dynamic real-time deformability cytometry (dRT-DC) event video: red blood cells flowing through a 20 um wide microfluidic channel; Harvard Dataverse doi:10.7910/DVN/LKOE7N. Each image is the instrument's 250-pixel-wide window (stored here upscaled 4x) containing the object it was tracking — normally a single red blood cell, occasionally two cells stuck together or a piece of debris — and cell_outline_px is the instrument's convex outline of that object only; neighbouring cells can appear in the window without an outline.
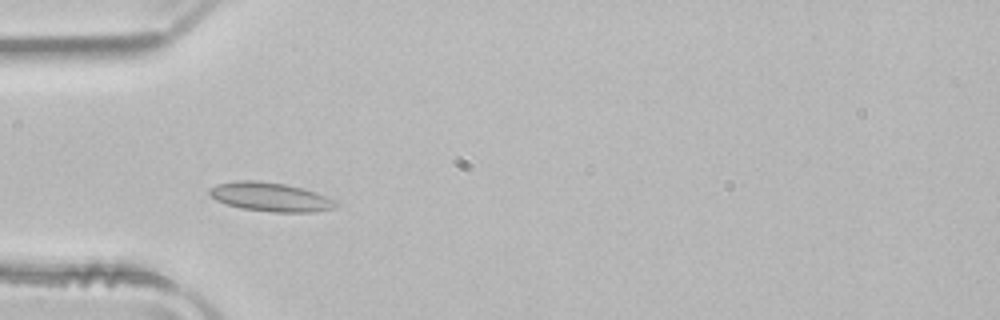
{"species": "common noctule bat (a hibernating species)", "species_latin": "Nyctalus noctula", "temperature_condition": "room temperature", "stored_images_in_passage": 38, "camera_frame_rate_fps": 3000, "um_per_image_px": 0.085, "animal": {"sex": "male", "body_mass_g": 21.5, "forearm_length_mm": 52.0}, "frame": {"image": 1, "passage_image": 2, "time_ms": 0.333, "image_size_px": [1000, 320], "cell_outline_px": [[336, 208], [312, 212], [272, 212], [240, 208], [216, 200], [208, 192], [208, 188], [216, 184], [236, 180], [256, 180], [284, 184], [300, 188], [324, 196], [332, 200], [336, 204]], "centroid_in_image_um": [22.9, 16.74], "position_along_channel_um": 62.1, "area_um2": 20.98}}
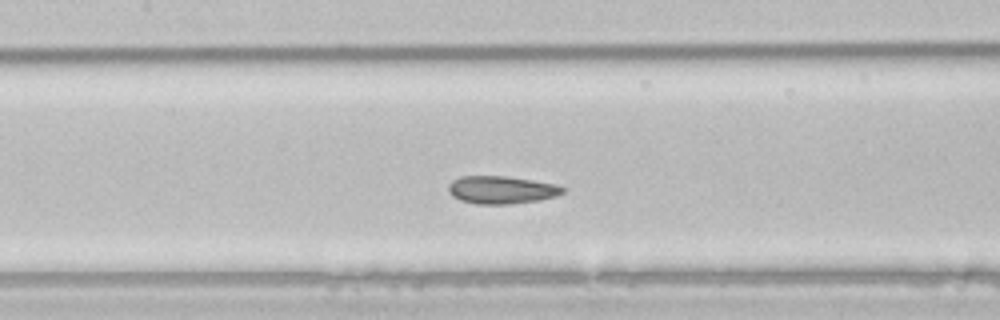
{"frame": {"image": 2, "passage_image": 10, "time_ms": 3.0, "image_size_px": [1000, 320], "cell_outline_px": [[564, 192], [556, 196], [540, 200], [512, 204], [476, 204], [460, 200], [452, 196], [448, 192], [448, 184], [452, 180], [460, 176], [504, 176], [532, 180], [556, 184], [564, 188]], "centroid_in_image_um": [42.59, 16.14], "position_along_channel_um": 164.8, "area_um2": 18.61}}
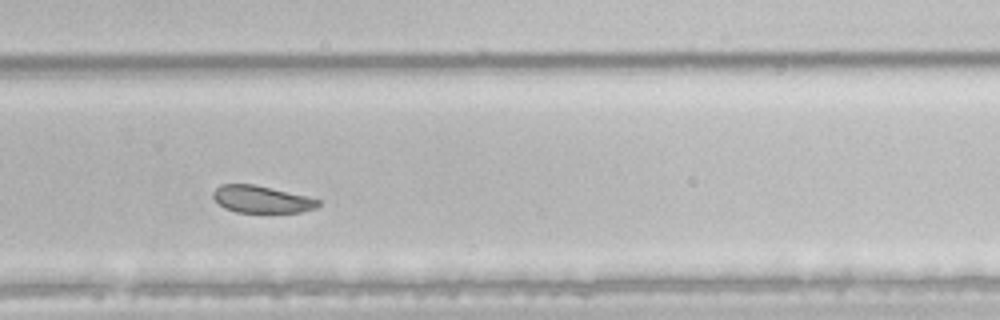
{"frame": {"image": 3, "passage_image": 21, "time_ms": 6.667, "image_size_px": [1000, 320], "cell_outline_px": [[320, 204], [316, 208], [300, 212], [236, 212], [224, 208], [212, 196], [212, 192], [220, 184], [252, 184], [308, 196], [320, 200]], "centroid_in_image_um": [22.23, 16.94], "position_along_channel_um": 307.6, "area_um2": 16.53}}